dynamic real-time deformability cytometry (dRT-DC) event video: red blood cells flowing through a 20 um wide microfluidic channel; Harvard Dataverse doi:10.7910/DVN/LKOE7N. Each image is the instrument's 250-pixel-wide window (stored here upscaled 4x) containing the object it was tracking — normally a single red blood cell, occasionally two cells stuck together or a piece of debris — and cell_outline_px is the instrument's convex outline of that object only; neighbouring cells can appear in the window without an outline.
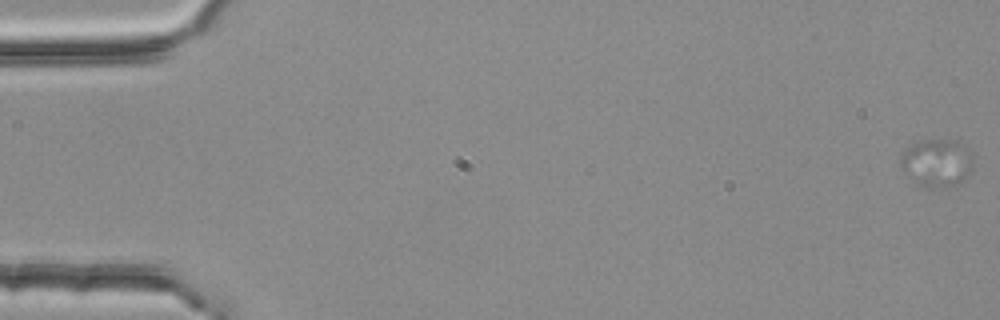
{"species": "common noctule bat (a hibernating species)", "species_latin": "Nyctalus noctula", "temperature_condition": "room temperature", "stored_images_in_passage": 4, "camera_frame_rate_fps": 3000, "um_per_image_px": 0.085, "animal": {"sex": "female", "body_mass_g": 25.1}, "frame": {"image": 1, "passage_image": 1, "time_ms": 0.0, "image_size_px": [1000, 320], "cell_outline_px": [[972, 168], [964, 180], [960, 184], [944, 188], [928, 188], [916, 184], [908, 176], [900, 160], [900, 152], [904, 148], [920, 140], [956, 140], [972, 152]], "centroid_in_image_um": [79.63, 13.85], "position_along_channel_um": 5.4, "area_um2": 20.52}}
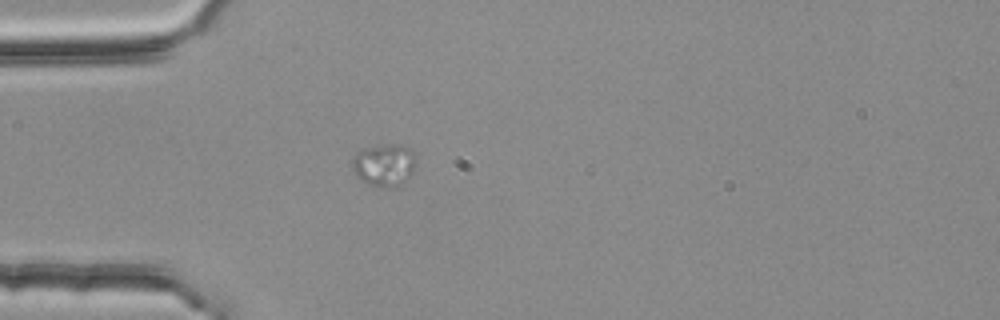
{"frame": {"image": 2, "passage_image": 4, "time_ms": 1.0, "image_size_px": [1000, 320], "cell_outline_px": [[416, 164], [408, 180], [400, 184], [384, 188], [368, 184], [360, 180], [356, 176], [352, 168], [352, 156], [360, 148], [392, 144], [404, 144], [412, 148], [416, 152]], "centroid_in_image_um": [32.67, 13.99], "position_along_channel_um": 52.3, "area_um2": 16.3}}